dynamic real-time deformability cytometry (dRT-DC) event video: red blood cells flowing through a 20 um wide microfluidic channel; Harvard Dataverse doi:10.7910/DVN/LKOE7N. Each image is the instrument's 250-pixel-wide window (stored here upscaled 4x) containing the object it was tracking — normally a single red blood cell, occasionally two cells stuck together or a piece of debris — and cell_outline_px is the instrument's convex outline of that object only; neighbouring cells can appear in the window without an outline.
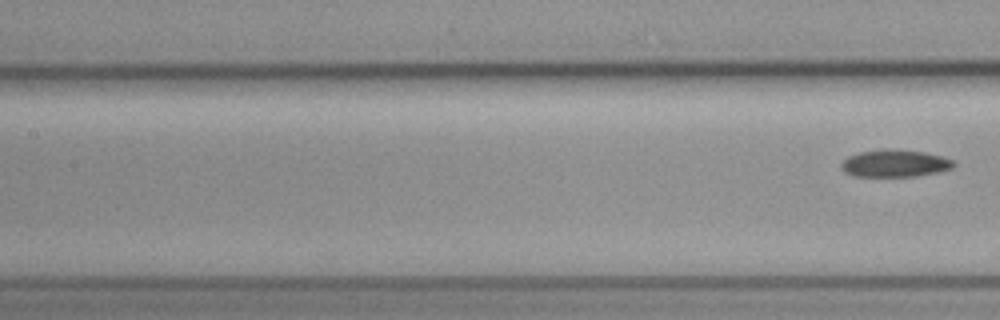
{"species": "common noctule bat (a hibernating species)", "species_latin": "Nyctalus noctula", "temperature_condition": "cold", "stored_images_in_passage": 8, "segment_of_instrument_passage": [2, 2], "camera_frame_rate_fps": 3000, "um_per_image_px": 0.085, "animal": {"sex": "female", "body_mass_g": 19.3, "forearm_length_mm": 54.1}, "frame": {"image": 1, "passage_image": 8, "time_ms": 2.333, "image_size_px": [1000, 320], "cell_outline_px": [[956, 164], [952, 168], [940, 172], [916, 176], [856, 176], [844, 172], [840, 164], [848, 156], [860, 152], [888, 148], [924, 152], [940, 156], [952, 160]], "centroid_in_image_um": [76.07, 13.88], "position_along_channel_um": 131.3, "area_um2": 17.8}}